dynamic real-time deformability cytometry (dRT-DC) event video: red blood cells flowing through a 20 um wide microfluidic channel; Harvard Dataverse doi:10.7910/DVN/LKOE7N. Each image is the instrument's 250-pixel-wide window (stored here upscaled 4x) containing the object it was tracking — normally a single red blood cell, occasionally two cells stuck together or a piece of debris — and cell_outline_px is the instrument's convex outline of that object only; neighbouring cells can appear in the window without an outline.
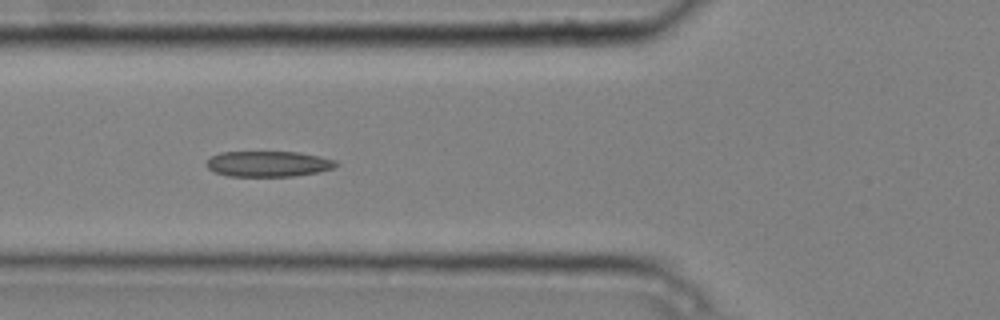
{"species": "common noctule bat (a hibernating species)", "species_latin": "Nyctalus noctula", "temperature_condition": "cold", "stored_images_in_passage": 8, "camera_frame_rate_fps": 3000, "um_per_image_px": 0.085, "animal": {"sex": "male", "body_mass_g": 20.4}, "frame": {"image": 1, "passage_image": 4, "time_ms": 1.0, "image_size_px": [1000, 320], "cell_outline_px": [[340, 164], [332, 168], [320, 172], [292, 176], [228, 176], [216, 172], [208, 168], [204, 164], [212, 156], [220, 152], [300, 152], [320, 156], [336, 160]], "centroid_in_image_um": [22.83, 13.92], "position_along_channel_um": 103.0, "area_um2": 19.42}}
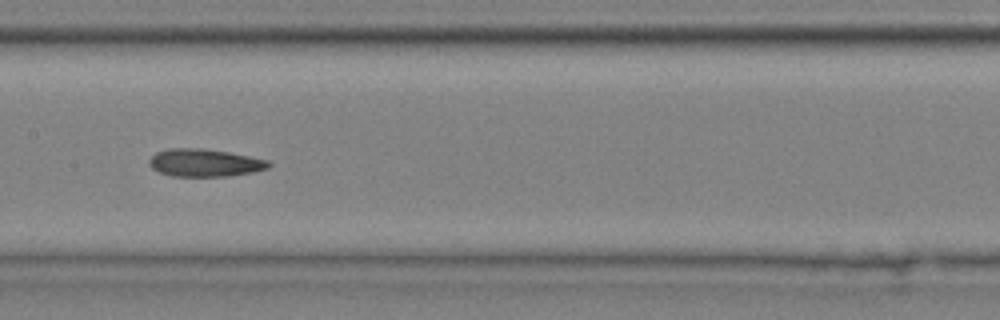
{"frame": {"image": 2, "passage_image": 6, "time_ms": 1.667, "image_size_px": [1000, 320], "cell_outline_px": [[272, 164], [268, 168], [252, 172], [228, 176], [172, 176], [160, 172], [152, 168], [148, 164], [148, 160], [156, 152], [168, 148], [200, 148], [228, 152], [268, 160]], "centroid_in_image_um": [17.37, 13.83], "position_along_channel_um": 190.0, "area_um2": 19.19}}
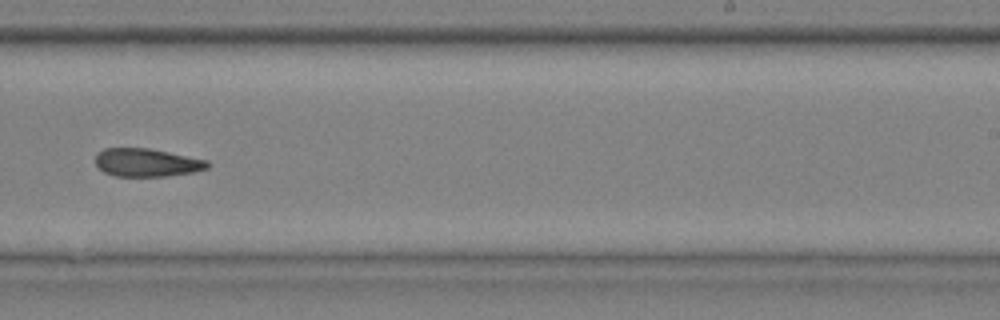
{"frame": {"image": 3, "passage_image": 8, "time_ms": 2.333, "image_size_px": [1000, 320], "cell_outline_px": [[212, 164], [208, 168], [192, 172], [168, 176], [116, 176], [104, 172], [96, 164], [96, 156], [104, 148], [148, 148], [208, 160]], "centroid_in_image_um": [12.51, 13.82], "position_along_channel_um": 276.5, "area_um2": 18.26}}